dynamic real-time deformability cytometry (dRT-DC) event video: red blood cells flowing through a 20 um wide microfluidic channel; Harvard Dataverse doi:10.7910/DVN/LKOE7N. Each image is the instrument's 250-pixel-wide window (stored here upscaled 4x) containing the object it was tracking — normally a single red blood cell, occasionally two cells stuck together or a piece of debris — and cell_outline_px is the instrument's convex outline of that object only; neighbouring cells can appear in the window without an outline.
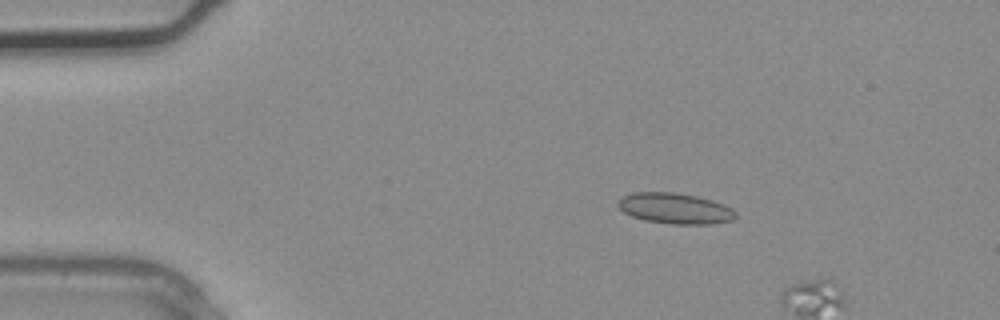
{"species": "common noctule bat (a hibernating species)", "species_latin": "Nyctalus noctula", "temperature_condition": "warm", "stored_images_in_passage": 2, "camera_frame_rate_fps": 3000, "um_per_image_px": 0.085, "animal": {"sex": "male", "body_mass_g": 20.4}, "frame": {"image": 1, "passage_image": 1, "time_ms": 0.0, "image_size_px": [1000, 320], "cell_outline_px": [[736, 216], [732, 220], [712, 224], [672, 224], [644, 220], [632, 216], [624, 212], [616, 204], [616, 200], [620, 196], [632, 192], [672, 192], [696, 196], [712, 200], [724, 204], [732, 208], [736, 212]], "centroid_in_image_um": [57.34, 17.71], "position_along_channel_um": 27.7, "area_um2": 21.27}}